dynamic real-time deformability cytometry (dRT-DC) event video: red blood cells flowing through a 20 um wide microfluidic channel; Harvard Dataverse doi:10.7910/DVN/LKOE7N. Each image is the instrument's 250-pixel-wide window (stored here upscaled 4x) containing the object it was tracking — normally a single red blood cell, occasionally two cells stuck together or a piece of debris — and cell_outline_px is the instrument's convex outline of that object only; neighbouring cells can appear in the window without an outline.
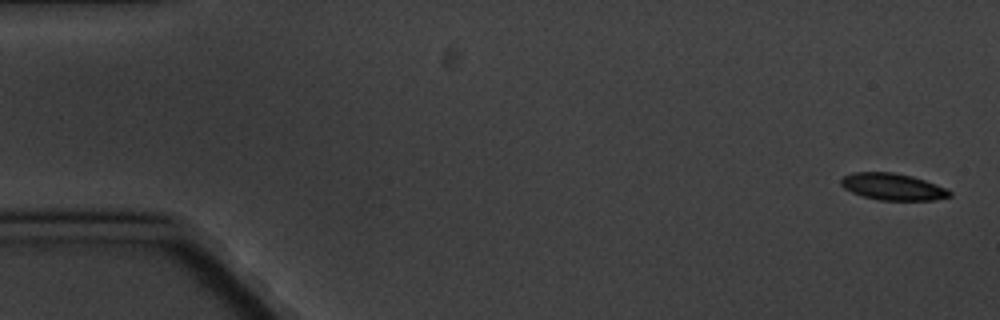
{"species": "common noctule bat (a hibernating species)", "species_latin": "Nyctalus noctula", "temperature_condition": "cold", "stored_images_in_passage": 9, "camera_frame_rate_fps": 3000, "um_per_image_px": 0.085, "animal": {"sex": "male", "body_mass_g": 20.1, "forearm_length_mm": 53.5}, "frame": {"image": 1, "passage_image": 1, "time_ms": 0.0, "image_size_px": [1000, 320], "cell_outline_px": [[952, 196], [932, 200], [880, 200], [864, 196], [852, 192], [844, 188], [840, 184], [840, 180], [844, 176], [852, 172], [892, 172], [912, 176], [936, 184], [952, 192]], "centroid_in_image_um": [75.87, 15.87], "position_along_channel_um": 9.1, "area_um2": 16.82}}
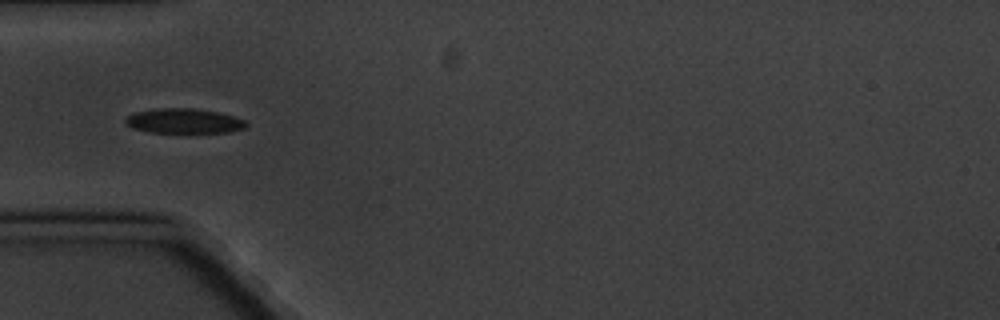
{"frame": {"image": 2, "passage_image": 6, "time_ms": 5.667, "image_size_px": [1000, 320], "cell_outline_px": [[248, 124], [244, 128], [228, 132], [148, 132], [132, 128], [124, 124], [124, 116], [132, 112], [156, 108], [192, 108], [220, 112], [248, 120]], "centroid_in_image_um": [15.59, 10.27], "position_along_channel_um": 69.4, "area_um2": 17.8}}